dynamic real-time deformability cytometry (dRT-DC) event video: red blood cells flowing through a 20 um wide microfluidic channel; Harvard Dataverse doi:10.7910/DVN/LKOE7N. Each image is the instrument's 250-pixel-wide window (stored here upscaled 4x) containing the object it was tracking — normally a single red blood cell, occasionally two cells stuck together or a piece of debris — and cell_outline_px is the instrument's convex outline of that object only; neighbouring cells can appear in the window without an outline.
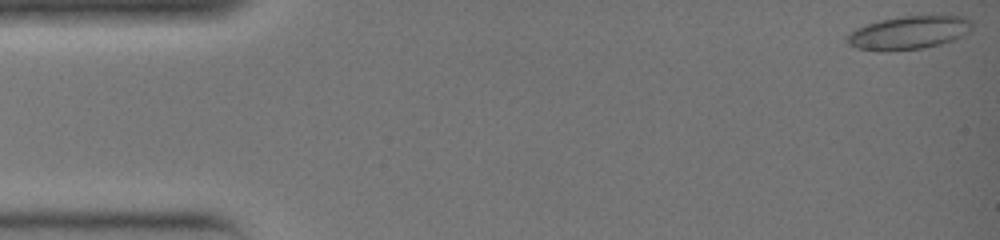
{"species": "common noctule bat (a hibernating species)", "species_latin": "Nyctalus noctula", "temperature_condition": "warm", "stored_images_in_passage": 34, "camera_frame_rate_fps": 3000, "um_per_image_px": 0.085, "animal": {"sex": "female", "body_mass_g": 19.0, "forearm_length_mm": 51.5}, "frame": {"image": 1, "passage_image": 1, "time_ms": 0.0, "image_size_px": [1000, 240], "cell_outline_px": [[972, 32], [964, 36], [940, 44], [924, 48], [856, 48], [848, 44], [848, 36], [856, 28], [880, 20], [904, 16], [964, 16], [972, 20]], "centroid_in_image_um": [77.38, 2.73], "position_along_channel_um": 7.6, "area_um2": 23.35}}
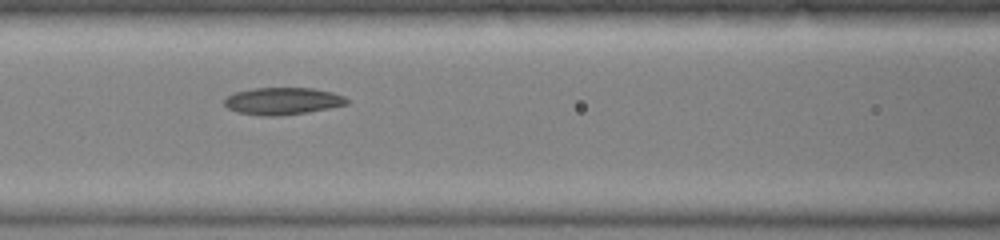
{"frame": {"image": 2, "passage_image": 16, "time_ms": 5.0, "image_size_px": [1000, 240], "cell_outline_px": [[348, 104], [308, 112], [280, 116], [260, 116], [236, 112], [228, 108], [224, 104], [224, 100], [228, 96], [236, 92], [252, 88], [312, 88], [332, 92], [344, 96], [348, 100]], "centroid_in_image_um": [24.01, 8.6], "position_along_channel_um": 142.6, "area_um2": 19.42}}
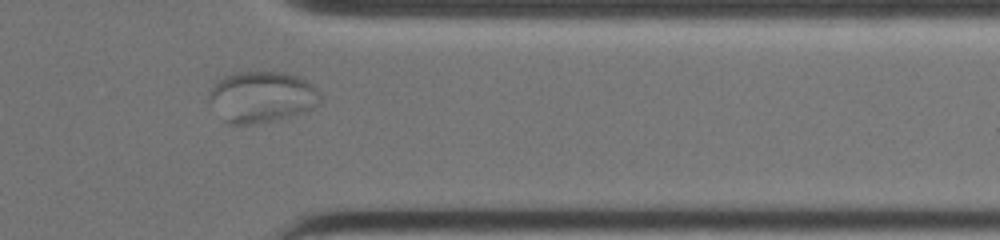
{"frame": {"image": 3, "passage_image": 30, "time_ms": 9.667, "image_size_px": [1000, 240], "cell_outline_px": [[324, 100], [316, 108], [304, 112], [256, 124], [228, 124], [224, 120], [208, 96], [208, 92], [212, 84], [216, 80], [232, 72], [280, 72], [296, 76], [308, 80], [320, 92]], "centroid_in_image_um": [22.29, 8.22], "position_along_channel_um": 389.1, "area_um2": 33.35}}